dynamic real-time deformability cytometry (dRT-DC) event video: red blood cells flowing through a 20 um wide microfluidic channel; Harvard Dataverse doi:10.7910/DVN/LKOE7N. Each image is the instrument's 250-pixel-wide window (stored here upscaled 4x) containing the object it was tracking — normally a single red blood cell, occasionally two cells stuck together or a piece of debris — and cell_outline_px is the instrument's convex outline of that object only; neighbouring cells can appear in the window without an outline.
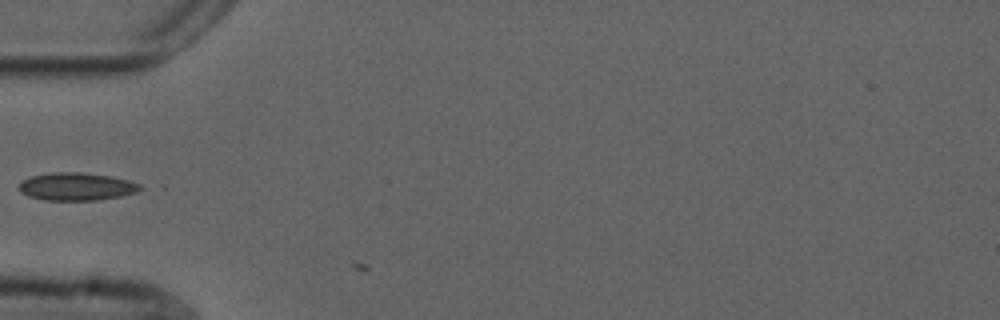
{"species": "common noctule bat (a hibernating species)", "species_latin": "Nyctalus noctula", "temperature_condition": "cold", "stored_images_in_passage": 3, "camera_frame_rate_fps": 3000, "um_per_image_px": 0.085, "animal": {"sex": "male", "forearm_length_mm": 52.5}, "frame": {"image": 1, "passage_image": 2, "time_ms": 0.333, "image_size_px": [1000, 320], "cell_outline_px": [[144, 188], [136, 192], [120, 196], [96, 200], [44, 200], [28, 196], [20, 192], [20, 184], [24, 180], [32, 176], [52, 172], [80, 172], [112, 176], [128, 180], [140, 184]], "centroid_in_image_um": [6.53, 15.85], "position_along_channel_um": 78.5, "area_um2": 19.54}}